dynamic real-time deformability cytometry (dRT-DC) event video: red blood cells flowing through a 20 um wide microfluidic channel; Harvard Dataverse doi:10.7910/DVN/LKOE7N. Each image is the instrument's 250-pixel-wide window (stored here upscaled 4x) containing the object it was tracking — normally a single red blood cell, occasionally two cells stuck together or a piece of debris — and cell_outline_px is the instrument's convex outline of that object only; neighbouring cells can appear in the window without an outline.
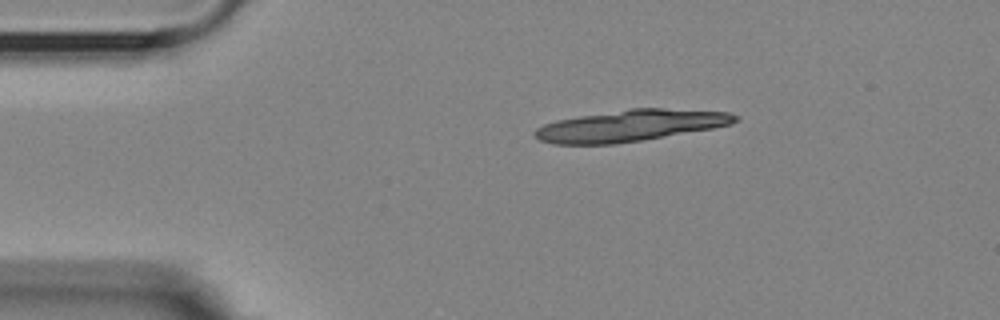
{"species": "Egyptian fruit bat (a non-hibernating species)", "species_latin": "Rousettus aegyptiacus", "temperature_condition": "room temperature", "stored_images_in_passage": 47, "segment_of_instrument_passage": [1, 2], "camera_frame_rate_fps": 3000, "um_per_image_px": 0.085, "animal": {"sex": "female"}, "frame": {"image": 1, "passage_image": 1, "time_ms": 0.0, "image_size_px": [1000, 320], "cell_outline_px": [[740, 120], [732, 124], [712, 128], [616, 144], [556, 144], [540, 140], [532, 132], [536, 128], [544, 124], [556, 120], [628, 108], [664, 108], [728, 112], [740, 116]], "centroid_in_image_um": [53.59, 10.67], "position_along_channel_um": 31.4, "area_um2": 36.53}}